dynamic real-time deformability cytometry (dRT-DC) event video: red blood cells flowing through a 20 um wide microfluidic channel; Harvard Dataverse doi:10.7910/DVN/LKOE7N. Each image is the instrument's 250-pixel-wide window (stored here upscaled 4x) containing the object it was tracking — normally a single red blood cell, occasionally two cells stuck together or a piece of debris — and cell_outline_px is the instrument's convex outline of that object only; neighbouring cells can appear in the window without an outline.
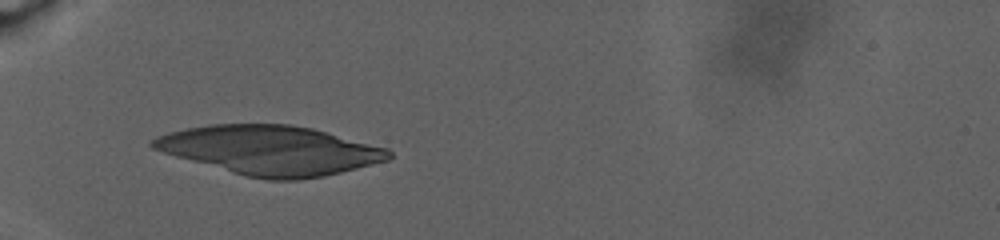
{"species": "human", "species_latin": "Homo sapiens", "temperature_condition": "warm", "stored_images_in_passage": 65, "camera_frame_rate_fps": 3000, "um_per_image_px": 0.085, "donor": {"sex": "male"}, "frame": {"image": 1, "passage_image": 1, "time_ms": 0.0, "image_size_px": [1000, 240], "cell_outline_px": [[392, 156], [388, 160], [324, 176], [296, 180], [268, 180], [244, 176], [176, 156], [152, 148], [148, 144], [156, 136], [168, 132], [184, 128], [208, 124], [292, 124], [312, 128], [388, 148], [392, 152]], "centroid_in_image_um": [22.96, 12.76], "position_along_channel_um": 62.0, "area_um2": 67.51}}